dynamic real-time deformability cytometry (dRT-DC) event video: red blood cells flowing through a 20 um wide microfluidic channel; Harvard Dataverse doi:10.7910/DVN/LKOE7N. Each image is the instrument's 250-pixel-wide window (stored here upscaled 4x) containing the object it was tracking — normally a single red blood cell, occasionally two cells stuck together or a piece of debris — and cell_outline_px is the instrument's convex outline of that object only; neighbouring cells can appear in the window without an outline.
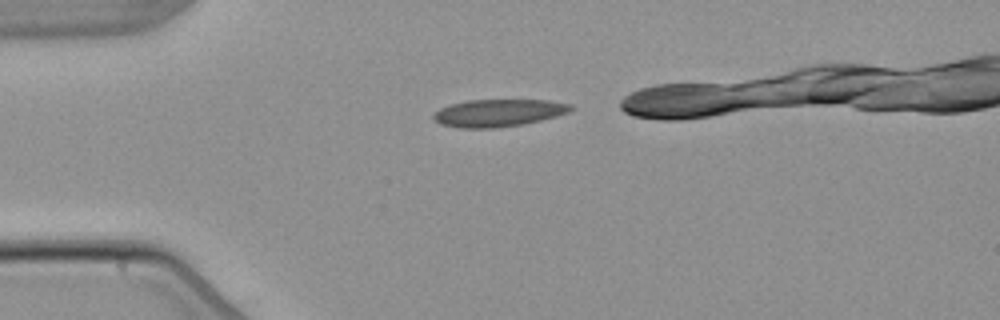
{"species": "common noctule bat (a hibernating species)", "species_latin": "Nyctalus noctula", "temperature_condition": "warm", "stored_images_in_passage": 5, "camera_frame_rate_fps": 3000, "um_per_image_px": 0.085, "animal": {"sex": "male", "body_mass_g": 21.5, "forearm_length_mm": 52.0}, "frame": {"image": 1, "passage_image": 1, "time_ms": 0.0, "image_size_px": [1000, 320], "cell_outline_px": [[576, 108], [568, 112], [556, 116], [524, 124], [492, 128], [460, 128], [440, 124], [432, 120], [432, 116], [440, 108], [448, 104], [468, 100], [548, 100], [572, 104]], "centroid_in_image_um": [42.35, 9.59], "position_along_channel_um": 42.7, "area_um2": 22.08}}